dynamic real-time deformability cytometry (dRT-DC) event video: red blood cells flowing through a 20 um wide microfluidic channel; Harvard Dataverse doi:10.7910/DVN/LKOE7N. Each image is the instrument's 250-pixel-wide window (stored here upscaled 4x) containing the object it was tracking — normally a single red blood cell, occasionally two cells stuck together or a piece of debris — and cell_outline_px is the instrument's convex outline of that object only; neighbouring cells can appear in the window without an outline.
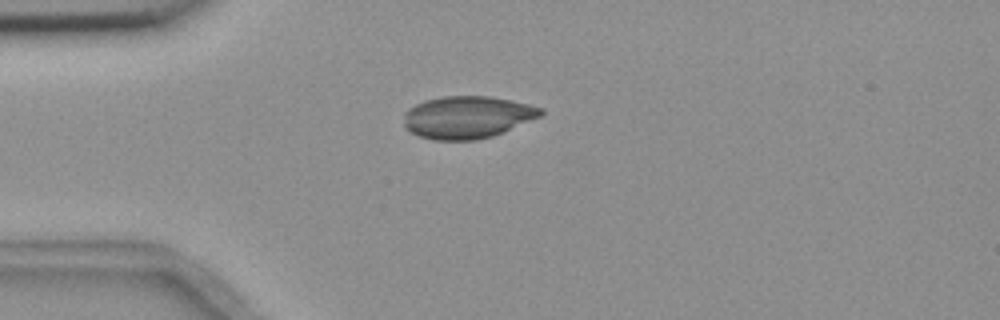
{"species": "common noctule bat (a hibernating species)", "species_latin": "Nyctalus noctula", "temperature_condition": "room temperature", "stored_images_in_passage": 7, "camera_frame_rate_fps": 3000, "um_per_image_px": 0.085, "animal": {"sex": "female", "body_mass_g": 18.4}, "frame": {"image": 1, "passage_image": 2, "time_ms": 1.333, "image_size_px": [1000, 320], "cell_outline_px": [[544, 112], [540, 116], [504, 132], [492, 136], [476, 140], [432, 140], [420, 136], [404, 128], [404, 112], [408, 108], [424, 100], [440, 96], [488, 96], [528, 104], [544, 108]], "centroid_in_image_um": [39.69, 9.96], "position_along_channel_um": 45.3, "area_um2": 33.87}}
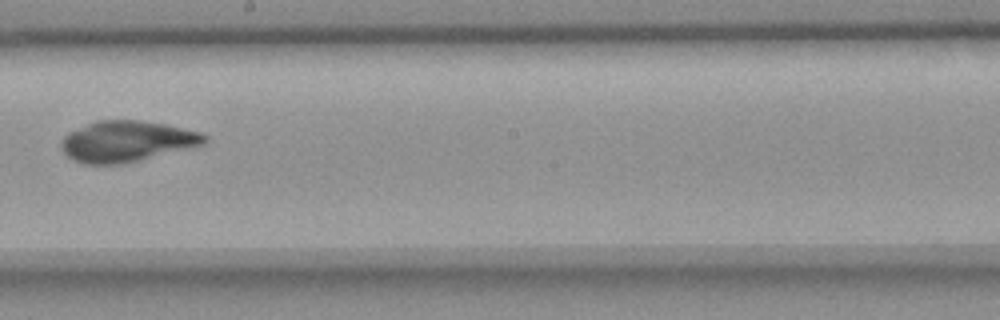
{"frame": {"image": 2, "passage_image": 7, "time_ms": 7.0, "image_size_px": [1000, 320], "cell_outline_px": [[208, 140], [204, 144], [124, 164], [84, 164], [68, 156], [64, 152], [60, 144], [60, 140], [68, 132], [96, 120], [140, 120], [164, 124], [200, 132], [208, 136]], "centroid_in_image_um": [10.76, 12.01], "position_along_channel_um": 237.4, "area_um2": 34.04}}